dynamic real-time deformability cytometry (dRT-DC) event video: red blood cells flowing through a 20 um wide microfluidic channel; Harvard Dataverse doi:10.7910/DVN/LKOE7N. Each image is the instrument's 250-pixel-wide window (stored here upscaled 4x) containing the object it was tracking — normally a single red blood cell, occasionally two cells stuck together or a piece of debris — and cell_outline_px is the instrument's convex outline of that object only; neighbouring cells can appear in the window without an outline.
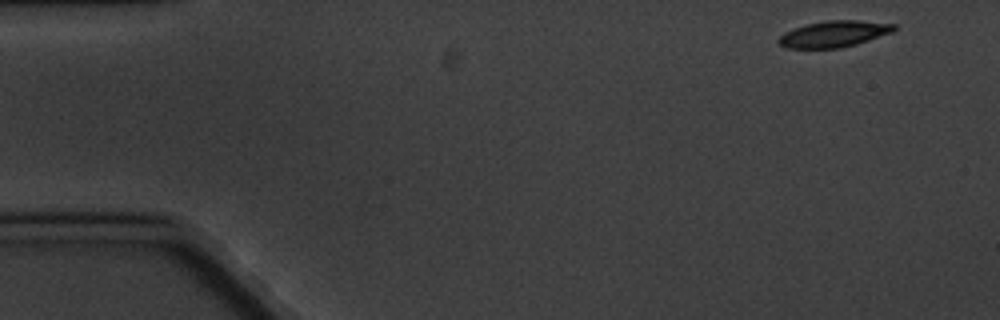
{"species": "common noctule bat (a hibernating species)", "species_latin": "Nyctalus noctula", "temperature_condition": "cold", "stored_images_in_passage": 4, "camera_frame_rate_fps": 3000, "um_per_image_px": 0.085, "animal": {"sex": "male", "body_mass_g": 20.1, "forearm_length_mm": 53.5}, "frame": {"image": 1, "passage_image": 1, "time_ms": 0.0, "image_size_px": [1000, 320], "cell_outline_px": [[896, 28], [892, 32], [856, 44], [840, 48], [784, 48], [776, 40], [784, 32], [804, 24], [828, 20], [860, 20], [896, 24]], "centroid_in_image_um": [70.86, 2.88], "position_along_channel_um": 14.1, "area_um2": 17.74}}
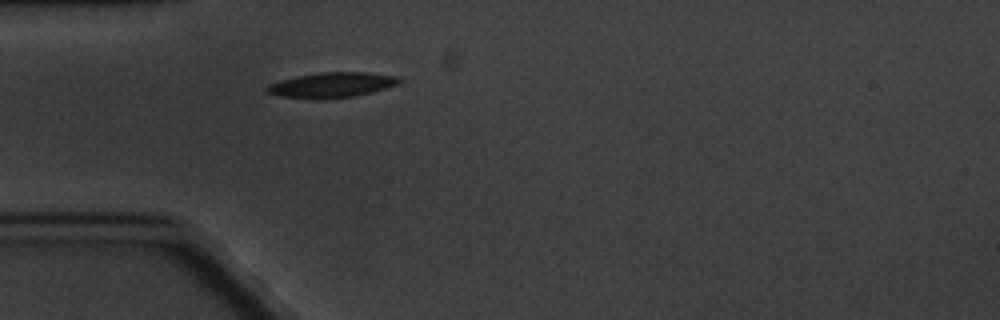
{"frame": {"image": 2, "passage_image": 4, "time_ms": 4.333, "image_size_px": [1000, 320], "cell_outline_px": [[400, 80], [396, 84], [384, 88], [356, 96], [280, 96], [264, 92], [264, 88], [268, 84], [280, 80], [296, 76], [320, 72], [368, 72], [400, 76]], "centroid_in_image_um": [28.19, 7.16], "position_along_channel_um": 56.8, "area_um2": 18.5}}